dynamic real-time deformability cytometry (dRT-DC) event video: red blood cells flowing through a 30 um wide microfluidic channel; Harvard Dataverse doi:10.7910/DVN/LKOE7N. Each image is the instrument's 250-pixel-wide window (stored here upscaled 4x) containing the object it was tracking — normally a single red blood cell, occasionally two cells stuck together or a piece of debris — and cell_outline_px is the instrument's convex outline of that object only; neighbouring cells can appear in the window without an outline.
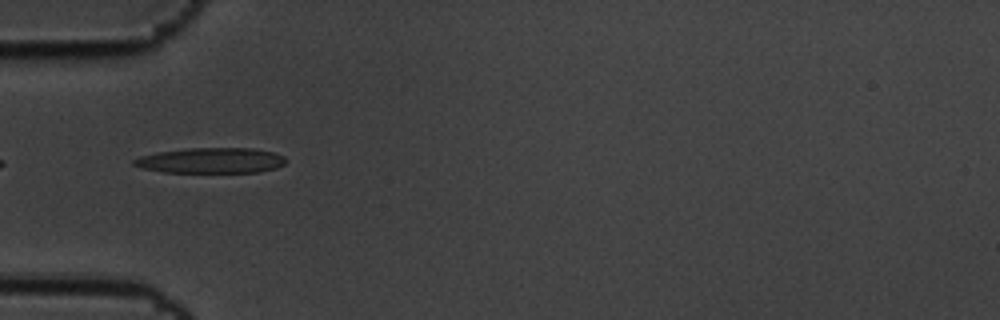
{"species": "common noctule bat (a hibernating species)", "species_latin": "Nyctalus noctula", "temperature_condition": "cold", "stored_images_in_passage": 7, "camera_frame_rate_fps": 3000, "um_per_image_px": 0.085, "animal": {"sex": "male", "body_mass_g": 19.5, "forearm_length_mm": 54.6}, "frame": {"image": 1, "passage_image": 2, "time_ms": 0.333, "image_size_px": [1000, 320], "cell_outline_px": [[288, 160], [284, 164], [276, 168], [256, 172], [164, 172], [144, 168], [132, 164], [132, 160], [140, 156], [160, 152], [188, 148], [252, 148], [272, 152], [284, 156]], "centroid_in_image_um": [17.96, 13.64], "position_along_channel_um": 67.0, "area_um2": 22.37}}
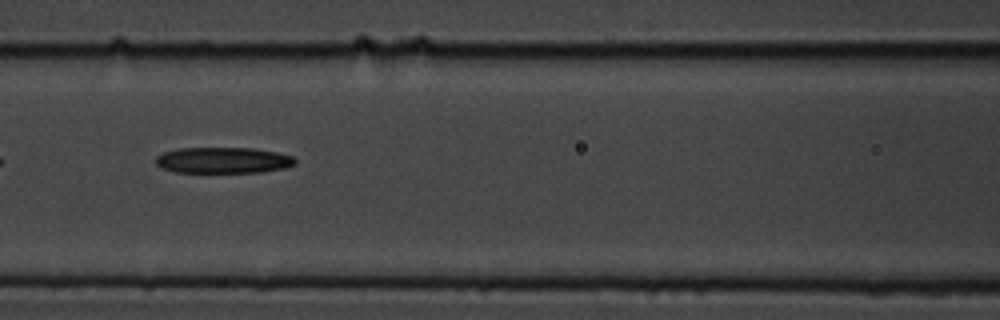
{"frame": {"image": 2, "passage_image": 4, "time_ms": 1.0, "image_size_px": [1000, 320], "cell_outline_px": [[296, 164], [284, 168], [260, 172], [176, 172], [160, 168], [156, 164], [156, 156], [164, 152], [176, 148], [252, 148], [276, 152], [292, 156], [296, 160]], "centroid_in_image_um": [18.94, 13.62], "position_along_channel_um": 147.7, "area_um2": 21.15}}
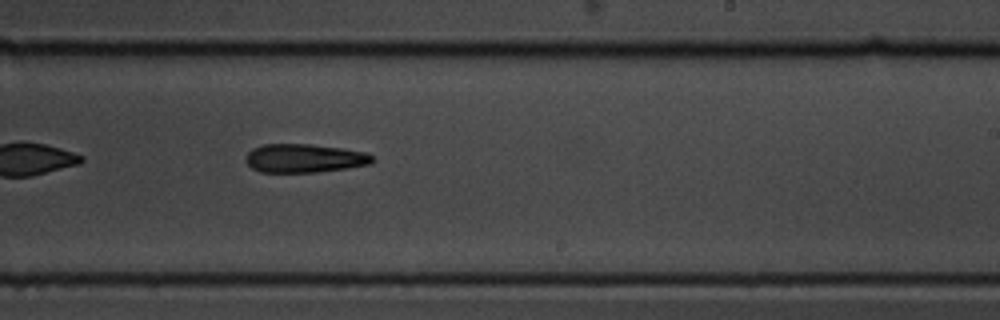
{"frame": {"image": 3, "passage_image": 7, "time_ms": 2.0, "image_size_px": [1000, 320], "cell_outline_px": [[376, 160], [372, 164], [348, 168], [316, 172], [260, 172], [252, 168], [244, 160], [244, 156], [252, 148], [264, 144], [308, 144], [344, 148], [368, 152]], "centroid_in_image_um": [25.89, 13.45], "position_along_channel_um": 263.1, "area_um2": 21.44}}